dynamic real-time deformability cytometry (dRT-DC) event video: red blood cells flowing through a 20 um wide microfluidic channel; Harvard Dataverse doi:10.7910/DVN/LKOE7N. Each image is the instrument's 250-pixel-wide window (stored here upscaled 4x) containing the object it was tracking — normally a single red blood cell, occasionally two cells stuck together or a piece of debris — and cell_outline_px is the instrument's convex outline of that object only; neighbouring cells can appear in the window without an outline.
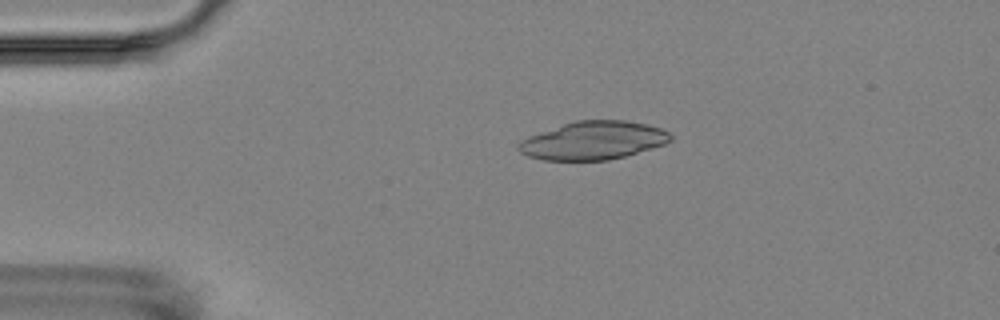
{"species": "Egyptian fruit bat (a non-hibernating species)", "species_latin": "Rousettus aegyptiacus", "temperature_condition": "room temperature", "stored_images_in_passage": 4, "camera_frame_rate_fps": 3000, "um_per_image_px": 0.085, "animal": {"sex": "female"}, "frame": {"image": 1, "passage_image": 2, "time_ms": 1.333, "image_size_px": [1000, 320], "cell_outline_px": [[672, 140], [664, 144], [624, 156], [608, 160], [544, 160], [528, 156], [520, 152], [516, 148], [520, 140], [528, 136], [576, 120], [624, 120], [648, 124], [660, 128], [668, 132], [672, 136]], "centroid_in_image_um": [50.41, 11.94], "position_along_channel_um": 34.6, "area_um2": 33.7}}